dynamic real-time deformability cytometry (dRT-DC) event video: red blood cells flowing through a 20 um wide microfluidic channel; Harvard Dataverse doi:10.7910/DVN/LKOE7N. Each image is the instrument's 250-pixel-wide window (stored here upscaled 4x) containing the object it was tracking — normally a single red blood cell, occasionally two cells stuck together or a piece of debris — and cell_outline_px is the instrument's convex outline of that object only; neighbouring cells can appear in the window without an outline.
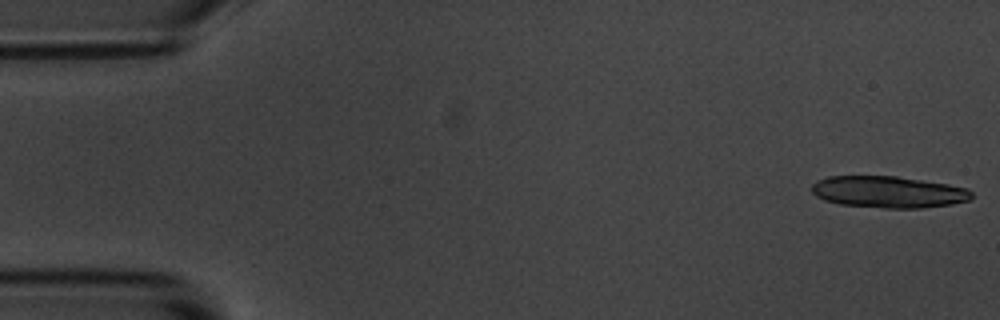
{"species": "common noctule bat (a hibernating species)", "species_latin": "Nyctalus noctula", "temperature_condition": "room temperature", "stored_images_in_passage": 7, "camera_frame_rate_fps": 3000, "um_per_image_px": 0.085, "animal": {"sex": "male", "body_mass_g": 20.1, "forearm_length_mm": 53.5}, "frame": {"image": 1, "passage_image": 1, "time_ms": 0.0, "image_size_px": [1000, 320], "cell_outline_px": [[972, 200], [952, 204], [920, 208], [884, 208], [840, 204], [824, 200], [816, 196], [812, 192], [812, 184], [816, 180], [828, 176], [896, 176], [948, 184], [968, 188], [972, 192]], "centroid_in_image_um": [75.52, 16.31], "position_along_channel_um": 9.5, "area_um2": 29.65}}
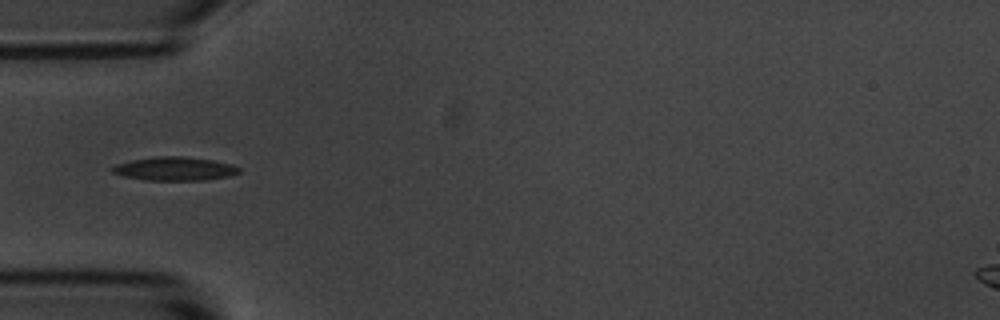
{"frame": {"image": 2, "passage_image": 5, "time_ms": 5.333, "image_size_px": [1000, 320], "cell_outline_px": [[240, 172], [228, 176], [204, 180], [144, 180], [124, 176], [112, 172], [108, 168], [116, 164], [132, 160], [156, 156], [184, 156], [212, 160], [232, 164], [240, 168]], "centroid_in_image_um": [14.82, 14.34], "position_along_channel_um": 70.2, "area_um2": 17.46}}
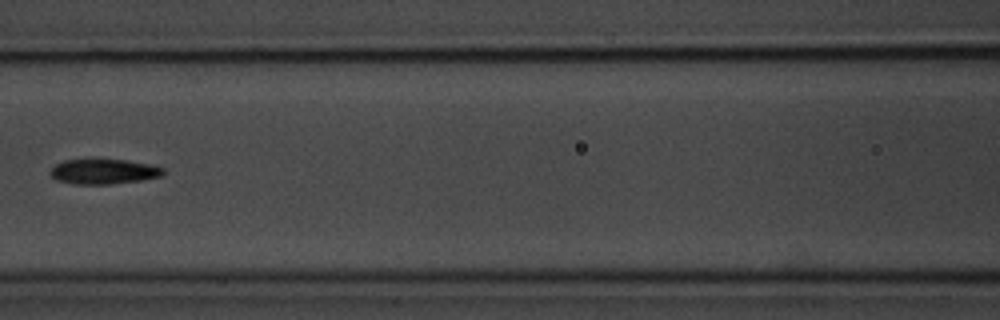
{"frame": {"image": 3, "passage_image": 7, "time_ms": 7.667, "image_size_px": [1000, 320], "cell_outline_px": [[164, 172], [160, 176], [140, 180], [112, 184], [76, 184], [56, 180], [48, 172], [56, 164], [64, 160], [96, 156], [128, 160], [148, 164], [164, 168]], "centroid_in_image_um": [8.75, 14.53], "position_along_channel_um": 157.8, "area_um2": 17.17}}